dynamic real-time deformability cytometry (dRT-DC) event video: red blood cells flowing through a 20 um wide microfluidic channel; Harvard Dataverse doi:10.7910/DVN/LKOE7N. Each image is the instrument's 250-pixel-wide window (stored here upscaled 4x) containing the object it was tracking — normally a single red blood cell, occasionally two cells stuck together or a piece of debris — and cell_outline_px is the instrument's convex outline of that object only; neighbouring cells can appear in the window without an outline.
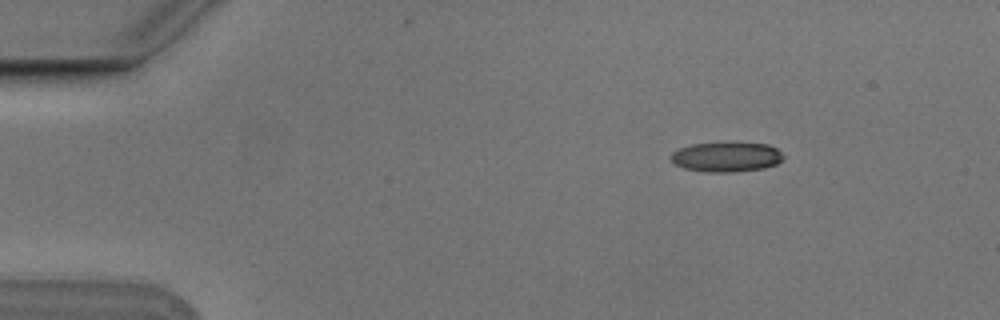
{"species": "Egyptian fruit bat (a non-hibernating species)", "species_latin": "Rousettus aegyptiacus", "temperature_condition": "cold", "stored_images_in_passage": 6, "camera_frame_rate_fps": 3000, "um_per_image_px": 0.085, "animal": {"sex": "male"}, "frame": {"image": 1, "passage_image": 1, "time_ms": 0.0, "image_size_px": [1000, 320], "cell_outline_px": [[784, 160], [776, 164], [764, 168], [736, 172], [704, 172], [684, 168], [676, 164], [672, 160], [672, 152], [680, 148], [692, 144], [768, 144], [776, 148], [784, 156]], "centroid_in_image_um": [61.77, 13.37], "position_along_channel_um": 23.2, "area_um2": 19.13}}
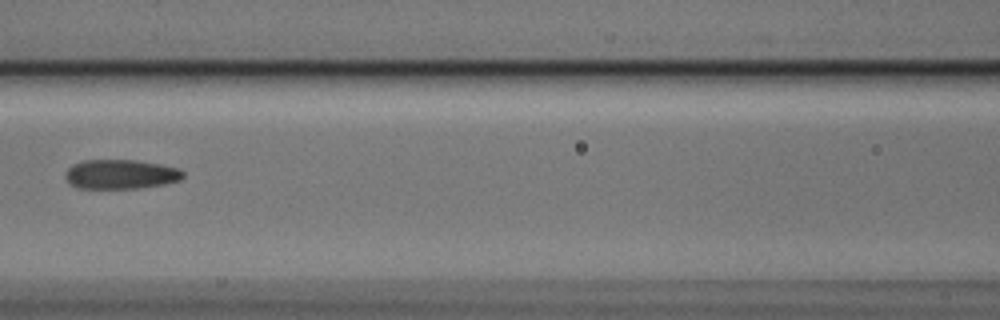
{"frame": {"image": 2, "passage_image": 6, "time_ms": 1.667, "image_size_px": [1000, 320], "cell_outline_px": [[184, 176], [180, 180], [164, 184], [136, 188], [76, 188], [64, 176], [64, 172], [72, 164], [84, 160], [136, 160], [160, 164], [180, 168], [184, 172]], "centroid_in_image_um": [10.26, 14.8], "position_along_channel_um": 156.3, "area_um2": 20.23}}